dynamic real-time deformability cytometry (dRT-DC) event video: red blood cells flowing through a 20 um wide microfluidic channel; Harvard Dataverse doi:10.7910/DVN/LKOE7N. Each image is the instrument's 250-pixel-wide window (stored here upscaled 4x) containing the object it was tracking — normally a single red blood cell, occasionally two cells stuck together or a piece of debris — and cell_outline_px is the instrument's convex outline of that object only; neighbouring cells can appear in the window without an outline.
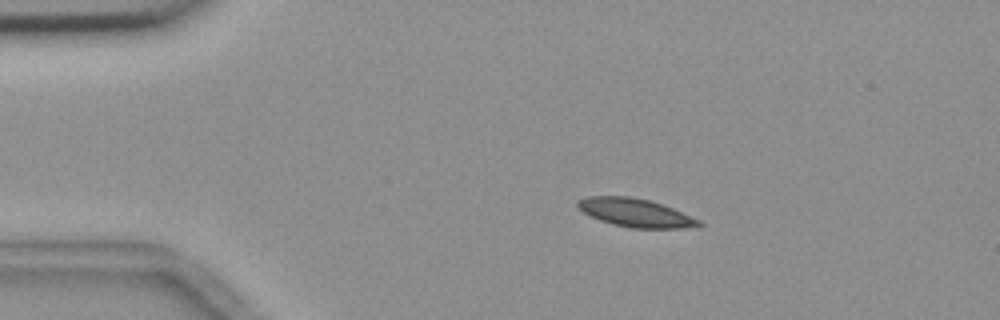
{"species": "common noctule bat (a hibernating species)", "species_latin": "Nyctalus noctula", "temperature_condition": "room temperature", "stored_images_in_passage": 5, "camera_frame_rate_fps": 3000, "um_per_image_px": 0.085, "animal": {"sex": "female", "body_mass_g": 18.4}, "frame": {"image": 1, "passage_image": 2, "time_ms": 2.0, "image_size_px": [1000, 320], "cell_outline_px": [[704, 224], [700, 228], [632, 228], [612, 224], [588, 216], [576, 204], [576, 200], [588, 196], [632, 196], [648, 200], [672, 208], [700, 220]], "centroid_in_image_um": [54.03, 18.09], "position_along_channel_um": 31.0, "area_um2": 20.11}}
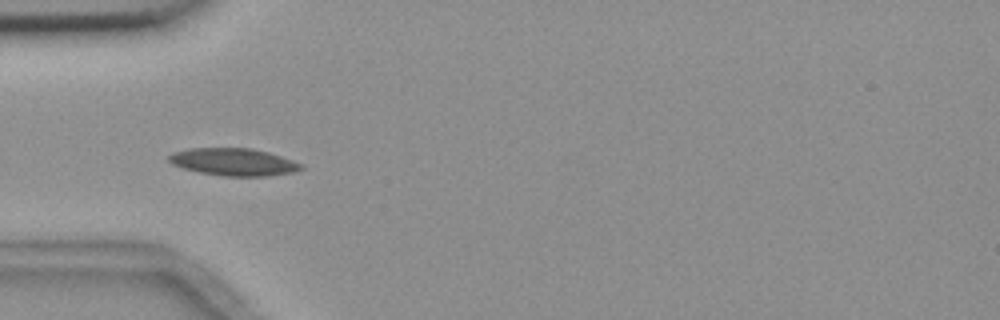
{"frame": {"image": 2, "passage_image": 4, "time_ms": 4.333, "image_size_px": [1000, 320], "cell_outline_px": [[304, 168], [296, 172], [268, 176], [220, 176], [200, 172], [184, 168], [172, 164], [168, 160], [168, 156], [172, 152], [188, 148], [252, 148], [268, 152], [304, 164]], "centroid_in_image_um": [19.87, 13.77], "position_along_channel_um": 65.1, "area_um2": 21.27}}